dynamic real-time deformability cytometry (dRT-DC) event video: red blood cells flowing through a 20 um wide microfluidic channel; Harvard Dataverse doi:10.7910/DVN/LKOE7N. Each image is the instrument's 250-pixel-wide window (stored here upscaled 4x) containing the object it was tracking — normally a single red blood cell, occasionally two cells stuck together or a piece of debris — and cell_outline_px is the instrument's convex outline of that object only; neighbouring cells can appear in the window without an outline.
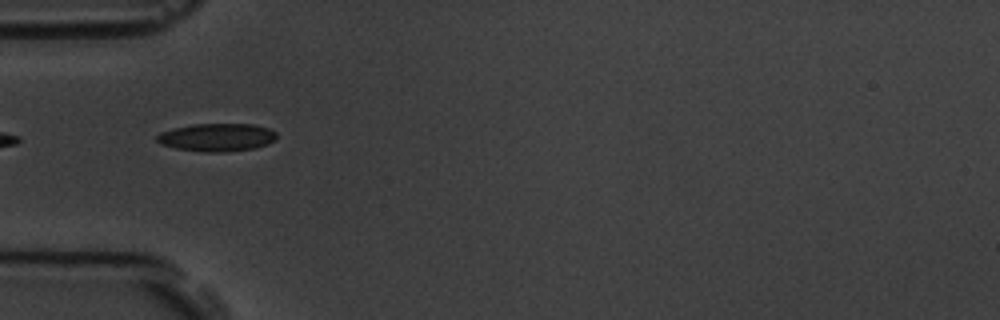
{"species": "common noctule bat (a hibernating species)", "species_latin": "Nyctalus noctula", "temperature_condition": "room temperature", "stored_images_in_passage": 4, "camera_frame_rate_fps": 3000, "um_per_image_px": 0.085, "animal": {"sex": "male", "body_mass_g": 19.5, "forearm_length_mm": 54.6}, "frame": {"image": 1, "passage_image": 1, "time_ms": 0.0, "image_size_px": [1000, 320], "cell_outline_px": [[276, 140], [268, 144], [256, 148], [220, 152], [204, 152], [176, 148], [160, 144], [156, 140], [156, 136], [160, 132], [192, 124], [252, 124], [268, 128], [276, 132]], "centroid_in_image_um": [18.45, 11.67], "position_along_channel_um": 66.6, "area_um2": 19.48}}
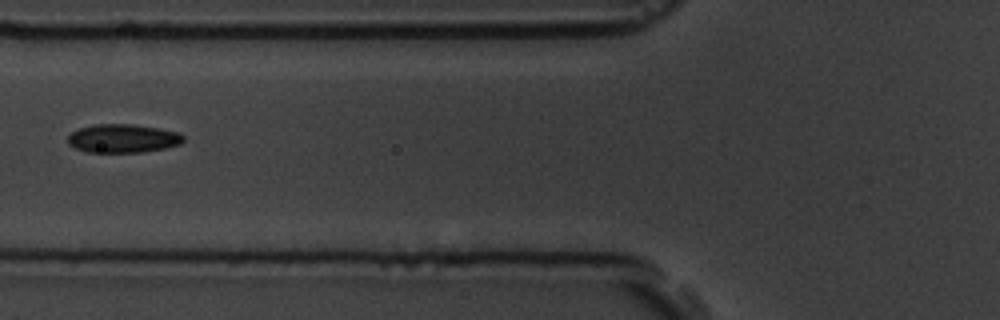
{"frame": {"image": 2, "passage_image": 2, "time_ms": 1.333, "image_size_px": [1000, 320], "cell_outline_px": [[184, 140], [180, 144], [164, 148], [144, 152], [88, 152], [76, 148], [68, 144], [68, 136], [72, 132], [80, 128], [96, 124], [132, 124], [180, 132], [184, 136]], "centroid_in_image_um": [10.46, 11.76], "position_along_channel_um": 115.3, "area_um2": 19.13}}
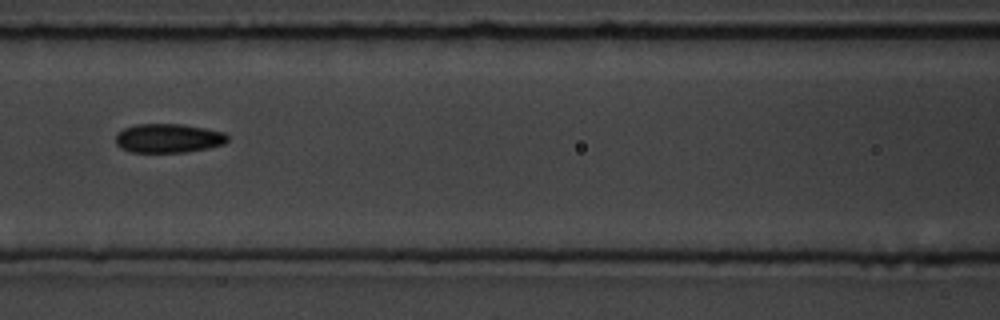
{"frame": {"image": 3, "passage_image": 3, "time_ms": 2.333, "image_size_px": [1000, 320], "cell_outline_px": [[228, 140], [224, 144], [208, 148], [184, 152], [132, 152], [120, 148], [116, 144], [116, 132], [124, 128], [136, 124], [180, 124], [204, 128], [224, 132], [228, 136]], "centroid_in_image_um": [14.29, 11.75], "position_along_channel_um": 152.3, "area_um2": 18.96}}